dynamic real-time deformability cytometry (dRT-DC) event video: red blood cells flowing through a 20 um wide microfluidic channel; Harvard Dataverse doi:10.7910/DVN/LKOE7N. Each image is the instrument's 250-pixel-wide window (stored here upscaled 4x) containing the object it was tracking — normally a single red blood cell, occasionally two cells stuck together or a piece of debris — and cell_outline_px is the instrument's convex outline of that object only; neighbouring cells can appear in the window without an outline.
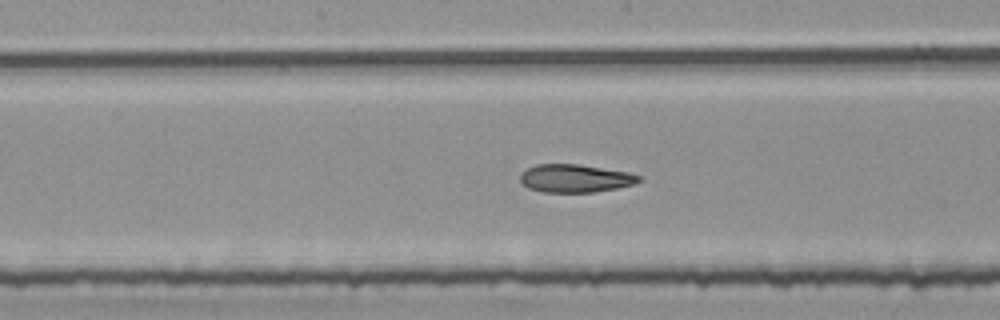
{"species": "common noctule bat (a hibernating species)", "species_latin": "Nyctalus noctula", "temperature_condition": "room temperature", "stored_images_in_passage": 53, "segment_of_instrument_passage": [2, 2], "camera_frame_rate_fps": 3000, "um_per_image_px": 0.085, "animal": {"sex": "female", "body_mass_g": 25.1}, "frame": {"image": 1, "passage_image": 27, "time_ms": 8.667, "image_size_px": [1000, 320], "cell_outline_px": [[640, 180], [632, 184], [616, 188], [592, 192], [544, 192], [528, 188], [520, 180], [520, 176], [528, 168], [536, 164], [576, 164], [628, 172], [640, 176]], "centroid_in_image_um": [48.86, 15.16], "position_along_channel_um": 199.3, "area_um2": 19.02}}
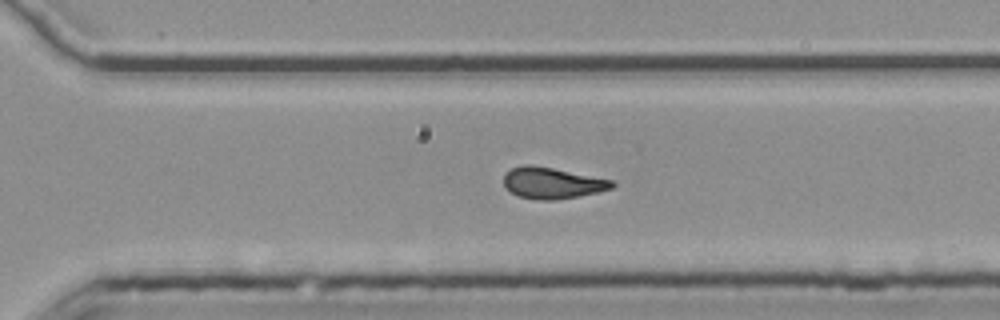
{"frame": {"image": 2, "passage_image": 37, "time_ms": 12.0, "image_size_px": [1000, 320], "cell_outline_px": [[616, 184], [612, 188], [600, 192], [556, 200], [536, 200], [516, 196], [504, 184], [504, 172], [512, 168], [524, 164], [532, 164], [612, 180]], "centroid_in_image_um": [46.92, 15.56], "position_along_channel_um": 323.7, "area_um2": 19.77}}
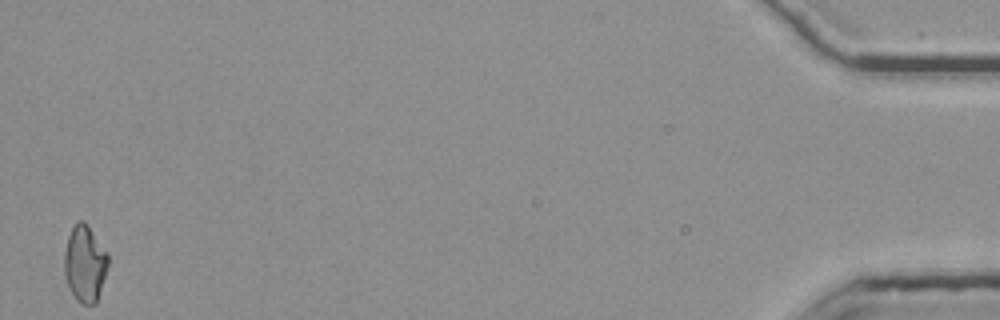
{"frame": {"image": 3, "passage_image": 53, "time_ms": 17.333, "image_size_px": [1000, 320], "cell_outline_px": [[108, 268], [96, 304], [80, 304], [76, 300], [68, 288], [64, 276], [64, 252], [68, 236], [72, 228], [80, 220], [84, 220], [88, 224], [108, 252]], "centroid_in_image_um": [7.22, 22.42], "position_along_channel_um": 428.0, "area_um2": 19.94}}